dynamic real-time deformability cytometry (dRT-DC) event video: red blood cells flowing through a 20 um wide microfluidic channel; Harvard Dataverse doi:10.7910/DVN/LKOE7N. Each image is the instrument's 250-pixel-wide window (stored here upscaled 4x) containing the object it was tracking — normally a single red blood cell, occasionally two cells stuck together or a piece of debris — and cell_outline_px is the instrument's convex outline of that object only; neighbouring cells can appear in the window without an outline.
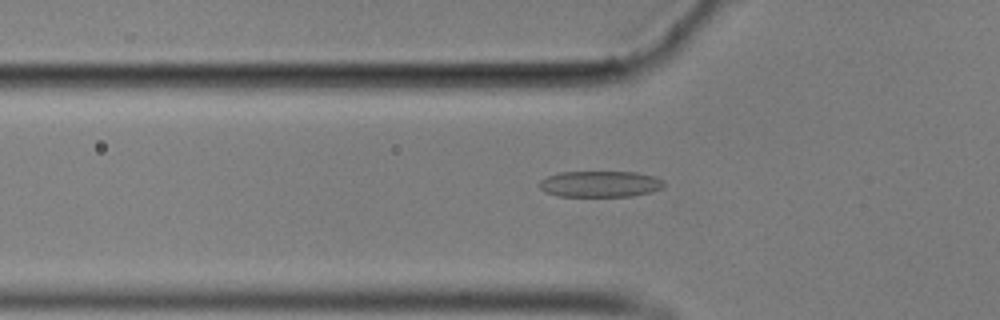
{"species": "common noctule bat (a hibernating species)", "species_latin": "Nyctalus noctula", "temperature_condition": "cold", "stored_images_in_passage": 56, "camera_frame_rate_fps": 3000, "um_per_image_px": 0.085, "animal": {"sex": "male", "body_mass_g": 17.9}, "frame": {"image": 1, "passage_image": 18, "time_ms": 5.667, "image_size_px": [1000, 320], "cell_outline_px": [[664, 184], [660, 188], [648, 192], [632, 196], [560, 196], [544, 192], [540, 188], [540, 180], [548, 176], [560, 172], [636, 172], [656, 176], [664, 180]], "centroid_in_image_um": [51.01, 15.63], "position_along_channel_um": 74.8, "area_um2": 18.9}}
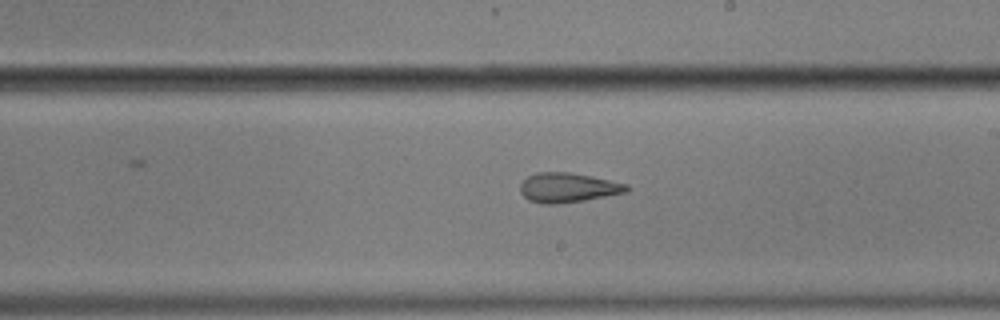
{"frame": {"image": 2, "passage_image": 32, "time_ms": 10.333, "image_size_px": [1000, 320], "cell_outline_px": [[632, 188], [628, 192], [584, 200], [556, 204], [544, 204], [528, 200], [520, 192], [520, 184], [528, 176], [536, 172], [572, 172], [592, 176], [628, 184]], "centroid_in_image_um": [48.29, 15.94], "position_along_channel_um": 240.7, "area_um2": 18.5}}
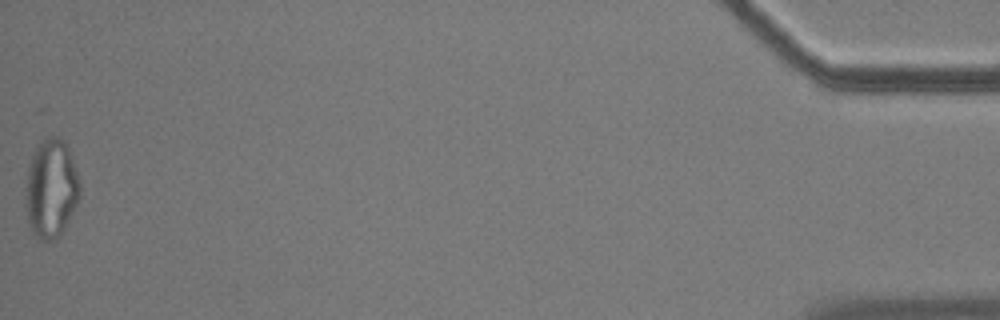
{"frame": {"image": 3, "passage_image": 56, "time_ms": 18.333, "image_size_px": [1000, 320], "cell_outline_px": [[80, 196], [76, 204], [56, 240], [40, 240], [32, 232], [28, 224], [24, 192], [28, 168], [32, 156], [36, 148], [48, 136], [56, 136], [64, 140], [72, 160], [80, 184]], "centroid_in_image_um": [4.31, 16.04], "position_along_channel_um": 430.9, "area_um2": 30.81}, "authors_computed_cell_mechanics": {"area_um2": 19.9988, "velocity_mm_per_s": 3.5354, "shape_relaxation_time_tau1_ms": null, "shape_relaxation_time_tau2_ms": 2.2998, "deformation_change_tau1": null, "deformation_change_tau2": 0.1156}}